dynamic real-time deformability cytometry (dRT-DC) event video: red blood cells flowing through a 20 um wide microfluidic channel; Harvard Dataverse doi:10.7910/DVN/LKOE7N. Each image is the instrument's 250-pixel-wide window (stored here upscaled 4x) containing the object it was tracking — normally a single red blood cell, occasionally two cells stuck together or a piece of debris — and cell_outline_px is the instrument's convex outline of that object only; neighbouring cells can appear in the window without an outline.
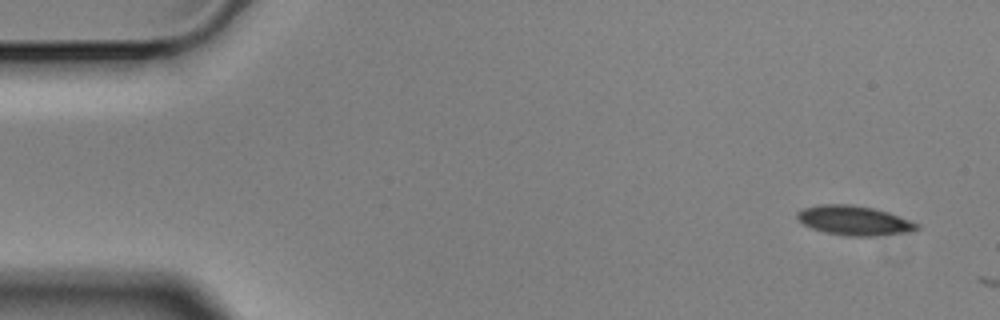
{"species": "Egyptian fruit bat (a non-hibernating species)", "species_latin": "Rousettus aegyptiacus", "temperature_condition": "cold", "stored_images_in_passage": 2, "camera_frame_rate_fps": 3000, "um_per_image_px": 0.085, "animal": {"sex": "male"}, "frame": {"image": 1, "passage_image": 1, "time_ms": 0.0, "image_size_px": [1000, 320], "cell_outline_px": [[920, 228], [912, 232], [872, 236], [848, 236], [824, 232], [812, 228], [804, 224], [796, 216], [796, 212], [804, 208], [820, 204], [852, 204], [872, 208], [888, 212], [900, 216], [920, 224]], "centroid_in_image_um": [72.64, 18.74], "position_along_channel_um": 12.4, "area_um2": 20.63}}